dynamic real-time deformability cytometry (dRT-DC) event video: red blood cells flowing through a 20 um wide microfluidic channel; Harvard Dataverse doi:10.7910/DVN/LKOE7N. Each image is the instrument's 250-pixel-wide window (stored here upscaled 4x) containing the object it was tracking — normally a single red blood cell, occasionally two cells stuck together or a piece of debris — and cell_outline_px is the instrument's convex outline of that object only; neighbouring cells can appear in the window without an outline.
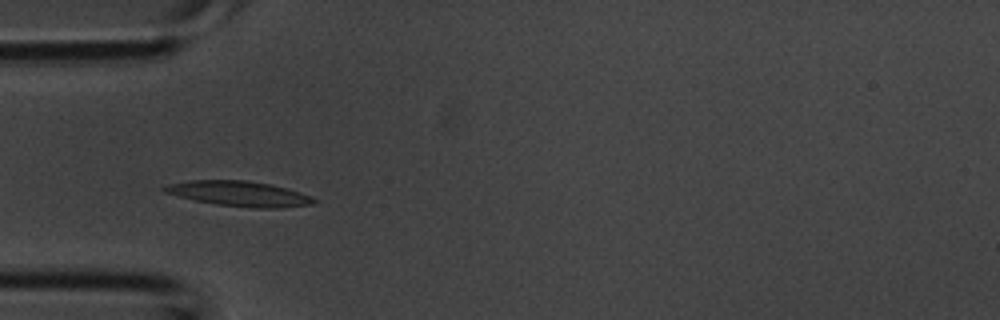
{"species": "common noctule bat (a hibernating species)", "species_latin": "Nyctalus noctula", "temperature_condition": "room temperature", "stored_images_in_passage": 3, "camera_frame_rate_fps": 3000, "um_per_image_px": 0.085, "animal": {"sex": "male", "body_mass_g": 20.1, "forearm_length_mm": 53.5}, "frame": {"image": 1, "passage_image": 2, "time_ms": 0.333, "image_size_px": [1000, 320], "cell_outline_px": [[320, 200], [312, 204], [280, 208], [252, 208], [216, 204], [196, 200], [164, 192], [160, 188], [168, 184], [188, 180], [244, 180], [272, 184], [288, 188], [312, 196]], "centroid_in_image_um": [20.38, 16.46], "position_along_channel_um": 64.6, "area_um2": 22.02}}
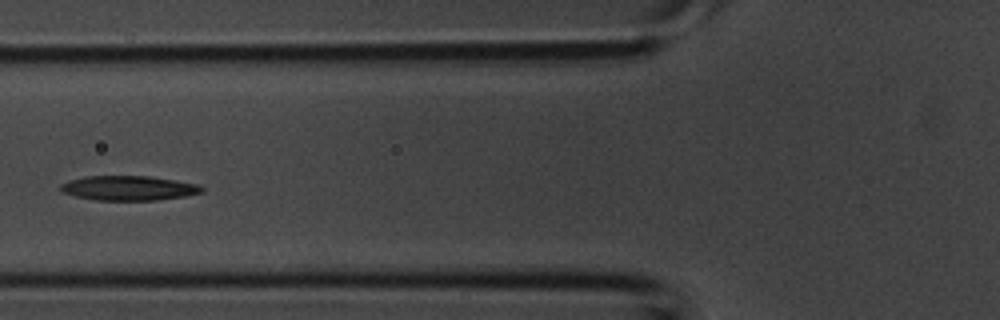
{"frame": {"image": 2, "passage_image": 3, "time_ms": 0.667, "image_size_px": [1000, 320], "cell_outline_px": [[204, 192], [184, 196], [156, 200], [96, 200], [76, 196], [60, 192], [60, 184], [68, 180], [84, 176], [152, 176], [200, 184], [204, 188]], "centroid_in_image_um": [10.94, 15.98], "position_along_channel_um": 114.9, "area_um2": 20.46}}